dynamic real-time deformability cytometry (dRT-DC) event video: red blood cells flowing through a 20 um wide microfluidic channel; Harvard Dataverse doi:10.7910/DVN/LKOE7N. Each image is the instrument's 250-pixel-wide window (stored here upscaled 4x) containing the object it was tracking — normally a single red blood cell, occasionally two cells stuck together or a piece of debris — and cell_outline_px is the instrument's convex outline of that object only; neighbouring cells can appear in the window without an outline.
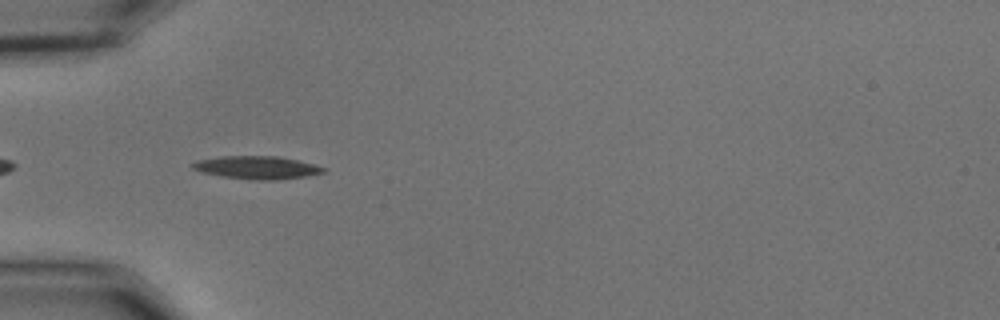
{"species": "common noctule bat (a hibernating species)", "species_latin": "Nyctalus noctula", "temperature_condition": "cold", "stored_images_in_passage": 40, "camera_frame_rate_fps": 3000, "um_per_image_px": 0.085, "animal": {"sex": "male", "body_mass_g": 15.6}, "frame": {"image": 1, "passage_image": 3, "time_ms": 0.667, "image_size_px": [1000, 320], "cell_outline_px": [[328, 168], [324, 172], [308, 176], [276, 180], [252, 180], [220, 176], [200, 172], [192, 168], [188, 164], [196, 160], [220, 156], [276, 156], [296, 160]], "centroid_in_image_um": [21.78, 14.24], "position_along_channel_um": 63.2, "area_um2": 17.69}}
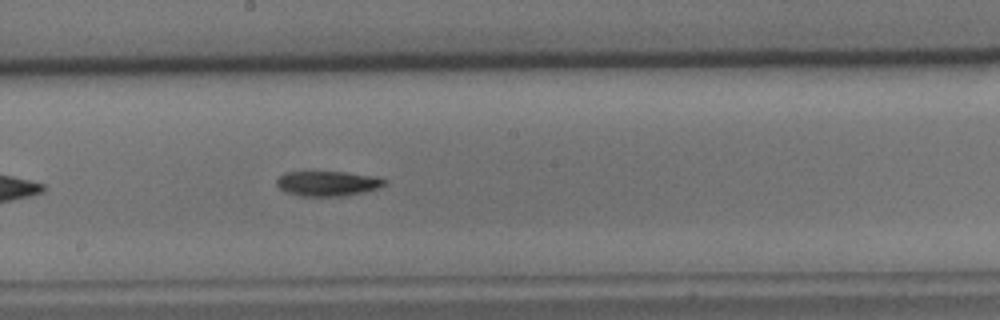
{"frame": {"image": 2, "passage_image": 16, "time_ms": 5.0, "image_size_px": [1000, 320], "cell_outline_px": [[388, 184], [380, 188], [364, 192], [344, 196], [300, 196], [288, 192], [280, 188], [276, 184], [276, 180], [284, 172], [344, 172], [368, 176], [388, 180]], "centroid_in_image_um": [27.87, 15.6], "position_along_channel_um": 220.3, "area_um2": 15.61}}
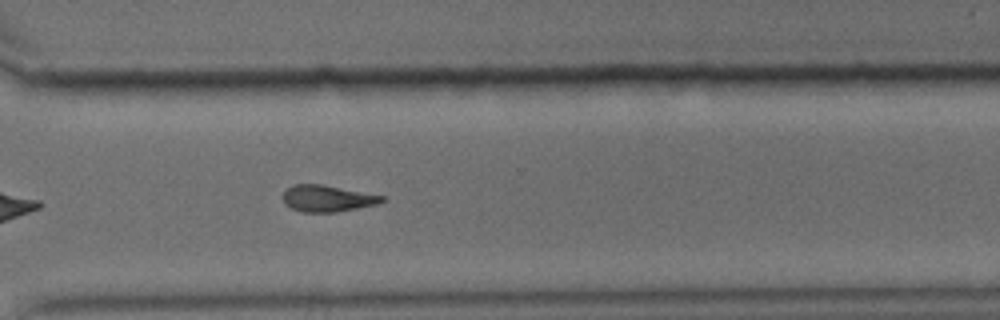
{"frame": {"image": 3, "passage_image": 26, "time_ms": 8.333, "image_size_px": [1000, 320], "cell_outline_px": [[384, 200], [376, 204], [336, 212], [304, 212], [292, 208], [284, 204], [284, 192], [292, 184], [320, 184], [384, 196]], "centroid_in_image_um": [27.79, 16.86], "position_along_channel_um": 342.8, "area_um2": 14.97}, "authors_computed_cell_mechanics": {"area_um2": 15.6349, "velocity_mm_per_s": 3.6833, "shape_relaxation_time_tau1_ms": 6.4828, "shape_relaxation_time_tau2_ms": null, "deformation_change_tau1": 0.195, "deformation_change_tau2": null}}